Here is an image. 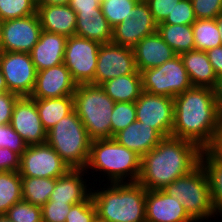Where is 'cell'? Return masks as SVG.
Here are the masks:
<instances>
[{
  "label": "cell",
  "mask_w": 222,
  "mask_h": 222,
  "mask_svg": "<svg viewBox=\"0 0 222 222\" xmlns=\"http://www.w3.org/2000/svg\"><path fill=\"white\" fill-rule=\"evenodd\" d=\"M174 99V124L171 136L208 149L222 125L213 89L192 86Z\"/></svg>",
  "instance_id": "6da1fadb"
},
{
  "label": "cell",
  "mask_w": 222,
  "mask_h": 222,
  "mask_svg": "<svg viewBox=\"0 0 222 222\" xmlns=\"http://www.w3.org/2000/svg\"><path fill=\"white\" fill-rule=\"evenodd\" d=\"M201 151L191 141L173 136L164 137L155 148L141 158L138 182L146 190L164 189L200 163Z\"/></svg>",
  "instance_id": "7a4b0ae2"
},
{
  "label": "cell",
  "mask_w": 222,
  "mask_h": 222,
  "mask_svg": "<svg viewBox=\"0 0 222 222\" xmlns=\"http://www.w3.org/2000/svg\"><path fill=\"white\" fill-rule=\"evenodd\" d=\"M103 189L91 191L97 217L109 222H146L147 190L139 182L110 183Z\"/></svg>",
  "instance_id": "3957f363"
},
{
  "label": "cell",
  "mask_w": 222,
  "mask_h": 222,
  "mask_svg": "<svg viewBox=\"0 0 222 222\" xmlns=\"http://www.w3.org/2000/svg\"><path fill=\"white\" fill-rule=\"evenodd\" d=\"M108 174L111 183L138 182L141 172V157L120 145L114 138L91 140L86 168ZM130 175V176H129ZM126 178V179H125ZM125 180V181H124Z\"/></svg>",
  "instance_id": "277c9868"
},
{
  "label": "cell",
  "mask_w": 222,
  "mask_h": 222,
  "mask_svg": "<svg viewBox=\"0 0 222 222\" xmlns=\"http://www.w3.org/2000/svg\"><path fill=\"white\" fill-rule=\"evenodd\" d=\"M74 109L91 140L111 138L114 101L100 85L79 84L73 94Z\"/></svg>",
  "instance_id": "5b68a950"
},
{
  "label": "cell",
  "mask_w": 222,
  "mask_h": 222,
  "mask_svg": "<svg viewBox=\"0 0 222 222\" xmlns=\"http://www.w3.org/2000/svg\"><path fill=\"white\" fill-rule=\"evenodd\" d=\"M47 143L70 169H85L91 139L75 109L47 132Z\"/></svg>",
  "instance_id": "8992f818"
},
{
  "label": "cell",
  "mask_w": 222,
  "mask_h": 222,
  "mask_svg": "<svg viewBox=\"0 0 222 222\" xmlns=\"http://www.w3.org/2000/svg\"><path fill=\"white\" fill-rule=\"evenodd\" d=\"M163 190L177 199L195 222L209 219L216 214L210 195L208 177L200 163L188 174L178 177Z\"/></svg>",
  "instance_id": "52a82bcc"
},
{
  "label": "cell",
  "mask_w": 222,
  "mask_h": 222,
  "mask_svg": "<svg viewBox=\"0 0 222 222\" xmlns=\"http://www.w3.org/2000/svg\"><path fill=\"white\" fill-rule=\"evenodd\" d=\"M141 77L142 90L150 94L174 98L192 87L180 55L161 66L143 70Z\"/></svg>",
  "instance_id": "ba28073f"
},
{
  "label": "cell",
  "mask_w": 222,
  "mask_h": 222,
  "mask_svg": "<svg viewBox=\"0 0 222 222\" xmlns=\"http://www.w3.org/2000/svg\"><path fill=\"white\" fill-rule=\"evenodd\" d=\"M100 43L79 36L67 38L64 65L79 84H94Z\"/></svg>",
  "instance_id": "9c48e42d"
},
{
  "label": "cell",
  "mask_w": 222,
  "mask_h": 222,
  "mask_svg": "<svg viewBox=\"0 0 222 222\" xmlns=\"http://www.w3.org/2000/svg\"><path fill=\"white\" fill-rule=\"evenodd\" d=\"M0 69L9 92L30 97L37 75L30 53L0 51Z\"/></svg>",
  "instance_id": "30bf717a"
},
{
  "label": "cell",
  "mask_w": 222,
  "mask_h": 222,
  "mask_svg": "<svg viewBox=\"0 0 222 222\" xmlns=\"http://www.w3.org/2000/svg\"><path fill=\"white\" fill-rule=\"evenodd\" d=\"M69 169L59 154L46 142L27 146L20 156L18 172L21 177L58 178Z\"/></svg>",
  "instance_id": "8fae6325"
},
{
  "label": "cell",
  "mask_w": 222,
  "mask_h": 222,
  "mask_svg": "<svg viewBox=\"0 0 222 222\" xmlns=\"http://www.w3.org/2000/svg\"><path fill=\"white\" fill-rule=\"evenodd\" d=\"M41 31L37 13L2 21L0 51L30 53L38 42Z\"/></svg>",
  "instance_id": "7c38bea8"
},
{
  "label": "cell",
  "mask_w": 222,
  "mask_h": 222,
  "mask_svg": "<svg viewBox=\"0 0 222 222\" xmlns=\"http://www.w3.org/2000/svg\"><path fill=\"white\" fill-rule=\"evenodd\" d=\"M136 120L156 129L163 137L171 136L174 124V99L142 91L135 102Z\"/></svg>",
  "instance_id": "4fadbf2b"
},
{
  "label": "cell",
  "mask_w": 222,
  "mask_h": 222,
  "mask_svg": "<svg viewBox=\"0 0 222 222\" xmlns=\"http://www.w3.org/2000/svg\"><path fill=\"white\" fill-rule=\"evenodd\" d=\"M136 70L133 48L113 42L100 45L95 85H101L118 76L133 74Z\"/></svg>",
  "instance_id": "5bb4252c"
},
{
  "label": "cell",
  "mask_w": 222,
  "mask_h": 222,
  "mask_svg": "<svg viewBox=\"0 0 222 222\" xmlns=\"http://www.w3.org/2000/svg\"><path fill=\"white\" fill-rule=\"evenodd\" d=\"M158 24L154 21L148 4L138 2L132 9L130 20H124L112 29V42L133 48L145 36L157 32Z\"/></svg>",
  "instance_id": "9a60e30c"
},
{
  "label": "cell",
  "mask_w": 222,
  "mask_h": 222,
  "mask_svg": "<svg viewBox=\"0 0 222 222\" xmlns=\"http://www.w3.org/2000/svg\"><path fill=\"white\" fill-rule=\"evenodd\" d=\"M10 125L28 146L47 142V131L43 127L35 101L20 97L14 105Z\"/></svg>",
  "instance_id": "2e32d148"
},
{
  "label": "cell",
  "mask_w": 222,
  "mask_h": 222,
  "mask_svg": "<svg viewBox=\"0 0 222 222\" xmlns=\"http://www.w3.org/2000/svg\"><path fill=\"white\" fill-rule=\"evenodd\" d=\"M77 83L64 63L37 71L32 99L60 98L73 95Z\"/></svg>",
  "instance_id": "e0dca14e"
},
{
  "label": "cell",
  "mask_w": 222,
  "mask_h": 222,
  "mask_svg": "<svg viewBox=\"0 0 222 222\" xmlns=\"http://www.w3.org/2000/svg\"><path fill=\"white\" fill-rule=\"evenodd\" d=\"M146 222H195L179 201L163 189L147 190Z\"/></svg>",
  "instance_id": "ac0fdd59"
},
{
  "label": "cell",
  "mask_w": 222,
  "mask_h": 222,
  "mask_svg": "<svg viewBox=\"0 0 222 222\" xmlns=\"http://www.w3.org/2000/svg\"><path fill=\"white\" fill-rule=\"evenodd\" d=\"M133 52L135 65L140 73L161 66L177 55L158 32L145 36L133 47Z\"/></svg>",
  "instance_id": "d6986e66"
},
{
  "label": "cell",
  "mask_w": 222,
  "mask_h": 222,
  "mask_svg": "<svg viewBox=\"0 0 222 222\" xmlns=\"http://www.w3.org/2000/svg\"><path fill=\"white\" fill-rule=\"evenodd\" d=\"M113 138L122 146L134 151L141 158L155 148L164 138L156 129L135 120Z\"/></svg>",
  "instance_id": "ffe728a7"
},
{
  "label": "cell",
  "mask_w": 222,
  "mask_h": 222,
  "mask_svg": "<svg viewBox=\"0 0 222 222\" xmlns=\"http://www.w3.org/2000/svg\"><path fill=\"white\" fill-rule=\"evenodd\" d=\"M67 37L41 31L39 40L30 52L37 71L57 66L64 62Z\"/></svg>",
  "instance_id": "44dd1931"
},
{
  "label": "cell",
  "mask_w": 222,
  "mask_h": 222,
  "mask_svg": "<svg viewBox=\"0 0 222 222\" xmlns=\"http://www.w3.org/2000/svg\"><path fill=\"white\" fill-rule=\"evenodd\" d=\"M42 30L65 37L75 35L77 14L69 5H37Z\"/></svg>",
  "instance_id": "7402d4cb"
},
{
  "label": "cell",
  "mask_w": 222,
  "mask_h": 222,
  "mask_svg": "<svg viewBox=\"0 0 222 222\" xmlns=\"http://www.w3.org/2000/svg\"><path fill=\"white\" fill-rule=\"evenodd\" d=\"M84 171L87 169H69L64 175L58 177L48 202H65L75 205L85 201L91 192L87 189L86 181L83 180V174L87 173Z\"/></svg>",
  "instance_id": "603a6c76"
},
{
  "label": "cell",
  "mask_w": 222,
  "mask_h": 222,
  "mask_svg": "<svg viewBox=\"0 0 222 222\" xmlns=\"http://www.w3.org/2000/svg\"><path fill=\"white\" fill-rule=\"evenodd\" d=\"M192 86L213 88L217 75L205 51L192 50L180 54Z\"/></svg>",
  "instance_id": "cb8c5ba5"
},
{
  "label": "cell",
  "mask_w": 222,
  "mask_h": 222,
  "mask_svg": "<svg viewBox=\"0 0 222 222\" xmlns=\"http://www.w3.org/2000/svg\"><path fill=\"white\" fill-rule=\"evenodd\" d=\"M114 102H136L142 90L141 73L118 76L100 85Z\"/></svg>",
  "instance_id": "d4e9b609"
},
{
  "label": "cell",
  "mask_w": 222,
  "mask_h": 222,
  "mask_svg": "<svg viewBox=\"0 0 222 222\" xmlns=\"http://www.w3.org/2000/svg\"><path fill=\"white\" fill-rule=\"evenodd\" d=\"M43 127L48 132L62 118L74 110L73 95L60 98L33 99Z\"/></svg>",
  "instance_id": "484cf974"
},
{
  "label": "cell",
  "mask_w": 222,
  "mask_h": 222,
  "mask_svg": "<svg viewBox=\"0 0 222 222\" xmlns=\"http://www.w3.org/2000/svg\"><path fill=\"white\" fill-rule=\"evenodd\" d=\"M112 29L102 13L77 15L76 36L104 44L112 42Z\"/></svg>",
  "instance_id": "4316f807"
},
{
  "label": "cell",
  "mask_w": 222,
  "mask_h": 222,
  "mask_svg": "<svg viewBox=\"0 0 222 222\" xmlns=\"http://www.w3.org/2000/svg\"><path fill=\"white\" fill-rule=\"evenodd\" d=\"M200 164L209 181L210 195L216 215H222V161L218 160L208 149L202 150Z\"/></svg>",
  "instance_id": "83f0119b"
},
{
  "label": "cell",
  "mask_w": 222,
  "mask_h": 222,
  "mask_svg": "<svg viewBox=\"0 0 222 222\" xmlns=\"http://www.w3.org/2000/svg\"><path fill=\"white\" fill-rule=\"evenodd\" d=\"M157 32L177 55L195 50L192 25L158 24Z\"/></svg>",
  "instance_id": "f1b7e54d"
},
{
  "label": "cell",
  "mask_w": 222,
  "mask_h": 222,
  "mask_svg": "<svg viewBox=\"0 0 222 222\" xmlns=\"http://www.w3.org/2000/svg\"><path fill=\"white\" fill-rule=\"evenodd\" d=\"M57 178L21 177L22 199L42 207L54 191Z\"/></svg>",
  "instance_id": "f546056e"
},
{
  "label": "cell",
  "mask_w": 222,
  "mask_h": 222,
  "mask_svg": "<svg viewBox=\"0 0 222 222\" xmlns=\"http://www.w3.org/2000/svg\"><path fill=\"white\" fill-rule=\"evenodd\" d=\"M22 200L21 175L19 172H0V215Z\"/></svg>",
  "instance_id": "4dcf8cb0"
},
{
  "label": "cell",
  "mask_w": 222,
  "mask_h": 222,
  "mask_svg": "<svg viewBox=\"0 0 222 222\" xmlns=\"http://www.w3.org/2000/svg\"><path fill=\"white\" fill-rule=\"evenodd\" d=\"M195 50L207 51L221 46L220 31L215 19H196L192 24Z\"/></svg>",
  "instance_id": "1f68e13d"
},
{
  "label": "cell",
  "mask_w": 222,
  "mask_h": 222,
  "mask_svg": "<svg viewBox=\"0 0 222 222\" xmlns=\"http://www.w3.org/2000/svg\"><path fill=\"white\" fill-rule=\"evenodd\" d=\"M137 3V0H101L102 14L114 28L124 20L131 19L132 9Z\"/></svg>",
  "instance_id": "d6a6232c"
},
{
  "label": "cell",
  "mask_w": 222,
  "mask_h": 222,
  "mask_svg": "<svg viewBox=\"0 0 222 222\" xmlns=\"http://www.w3.org/2000/svg\"><path fill=\"white\" fill-rule=\"evenodd\" d=\"M37 7V0H0V19L27 17L36 14Z\"/></svg>",
  "instance_id": "836d02e7"
},
{
  "label": "cell",
  "mask_w": 222,
  "mask_h": 222,
  "mask_svg": "<svg viewBox=\"0 0 222 222\" xmlns=\"http://www.w3.org/2000/svg\"><path fill=\"white\" fill-rule=\"evenodd\" d=\"M136 120L135 102H115L111 114V138Z\"/></svg>",
  "instance_id": "e575fe53"
},
{
  "label": "cell",
  "mask_w": 222,
  "mask_h": 222,
  "mask_svg": "<svg viewBox=\"0 0 222 222\" xmlns=\"http://www.w3.org/2000/svg\"><path fill=\"white\" fill-rule=\"evenodd\" d=\"M5 215L12 222H43L41 207L23 199L16 202Z\"/></svg>",
  "instance_id": "d590c367"
},
{
  "label": "cell",
  "mask_w": 222,
  "mask_h": 222,
  "mask_svg": "<svg viewBox=\"0 0 222 222\" xmlns=\"http://www.w3.org/2000/svg\"><path fill=\"white\" fill-rule=\"evenodd\" d=\"M196 21L191 0H180L172 13L168 15L164 22L159 24H181L192 25Z\"/></svg>",
  "instance_id": "8d00e7d4"
},
{
  "label": "cell",
  "mask_w": 222,
  "mask_h": 222,
  "mask_svg": "<svg viewBox=\"0 0 222 222\" xmlns=\"http://www.w3.org/2000/svg\"><path fill=\"white\" fill-rule=\"evenodd\" d=\"M27 144L24 139L9 124L0 125V148H8L21 156Z\"/></svg>",
  "instance_id": "74e56055"
},
{
  "label": "cell",
  "mask_w": 222,
  "mask_h": 222,
  "mask_svg": "<svg viewBox=\"0 0 222 222\" xmlns=\"http://www.w3.org/2000/svg\"><path fill=\"white\" fill-rule=\"evenodd\" d=\"M97 210L91 195L83 202L72 205L65 222H94Z\"/></svg>",
  "instance_id": "f35d334b"
},
{
  "label": "cell",
  "mask_w": 222,
  "mask_h": 222,
  "mask_svg": "<svg viewBox=\"0 0 222 222\" xmlns=\"http://www.w3.org/2000/svg\"><path fill=\"white\" fill-rule=\"evenodd\" d=\"M73 204L47 202L41 207L43 222H65Z\"/></svg>",
  "instance_id": "ab89813d"
},
{
  "label": "cell",
  "mask_w": 222,
  "mask_h": 222,
  "mask_svg": "<svg viewBox=\"0 0 222 222\" xmlns=\"http://www.w3.org/2000/svg\"><path fill=\"white\" fill-rule=\"evenodd\" d=\"M196 19H215L222 13V0H191Z\"/></svg>",
  "instance_id": "60d3db41"
},
{
  "label": "cell",
  "mask_w": 222,
  "mask_h": 222,
  "mask_svg": "<svg viewBox=\"0 0 222 222\" xmlns=\"http://www.w3.org/2000/svg\"><path fill=\"white\" fill-rule=\"evenodd\" d=\"M179 1L180 0H145L157 24L165 21Z\"/></svg>",
  "instance_id": "b9f144b4"
},
{
  "label": "cell",
  "mask_w": 222,
  "mask_h": 222,
  "mask_svg": "<svg viewBox=\"0 0 222 222\" xmlns=\"http://www.w3.org/2000/svg\"><path fill=\"white\" fill-rule=\"evenodd\" d=\"M19 98V95L9 91L0 94V125L11 122L13 108Z\"/></svg>",
  "instance_id": "7bdbcfd3"
},
{
  "label": "cell",
  "mask_w": 222,
  "mask_h": 222,
  "mask_svg": "<svg viewBox=\"0 0 222 222\" xmlns=\"http://www.w3.org/2000/svg\"><path fill=\"white\" fill-rule=\"evenodd\" d=\"M68 5L77 15L102 13L101 0H70Z\"/></svg>",
  "instance_id": "ee69618b"
},
{
  "label": "cell",
  "mask_w": 222,
  "mask_h": 222,
  "mask_svg": "<svg viewBox=\"0 0 222 222\" xmlns=\"http://www.w3.org/2000/svg\"><path fill=\"white\" fill-rule=\"evenodd\" d=\"M20 156L8 148H0V172H18Z\"/></svg>",
  "instance_id": "f6af8a7d"
},
{
  "label": "cell",
  "mask_w": 222,
  "mask_h": 222,
  "mask_svg": "<svg viewBox=\"0 0 222 222\" xmlns=\"http://www.w3.org/2000/svg\"><path fill=\"white\" fill-rule=\"evenodd\" d=\"M206 54L217 77L222 76V45L207 50Z\"/></svg>",
  "instance_id": "bcb514c9"
},
{
  "label": "cell",
  "mask_w": 222,
  "mask_h": 222,
  "mask_svg": "<svg viewBox=\"0 0 222 222\" xmlns=\"http://www.w3.org/2000/svg\"><path fill=\"white\" fill-rule=\"evenodd\" d=\"M208 150L220 161H222V125L215 135L214 141Z\"/></svg>",
  "instance_id": "7dc6e473"
},
{
  "label": "cell",
  "mask_w": 222,
  "mask_h": 222,
  "mask_svg": "<svg viewBox=\"0 0 222 222\" xmlns=\"http://www.w3.org/2000/svg\"><path fill=\"white\" fill-rule=\"evenodd\" d=\"M212 89L214 93L216 107L222 119V76L217 77L215 86Z\"/></svg>",
  "instance_id": "c3c4849f"
},
{
  "label": "cell",
  "mask_w": 222,
  "mask_h": 222,
  "mask_svg": "<svg viewBox=\"0 0 222 222\" xmlns=\"http://www.w3.org/2000/svg\"><path fill=\"white\" fill-rule=\"evenodd\" d=\"M70 0H37V5H68Z\"/></svg>",
  "instance_id": "681fc988"
},
{
  "label": "cell",
  "mask_w": 222,
  "mask_h": 222,
  "mask_svg": "<svg viewBox=\"0 0 222 222\" xmlns=\"http://www.w3.org/2000/svg\"><path fill=\"white\" fill-rule=\"evenodd\" d=\"M5 92H8V87H7L5 78L2 74V71L0 69V94H3Z\"/></svg>",
  "instance_id": "f907efd6"
},
{
  "label": "cell",
  "mask_w": 222,
  "mask_h": 222,
  "mask_svg": "<svg viewBox=\"0 0 222 222\" xmlns=\"http://www.w3.org/2000/svg\"><path fill=\"white\" fill-rule=\"evenodd\" d=\"M216 23H217V27L218 30L220 31V38H221V45H222V13L219 14L216 18Z\"/></svg>",
  "instance_id": "816d5d0a"
},
{
  "label": "cell",
  "mask_w": 222,
  "mask_h": 222,
  "mask_svg": "<svg viewBox=\"0 0 222 222\" xmlns=\"http://www.w3.org/2000/svg\"><path fill=\"white\" fill-rule=\"evenodd\" d=\"M0 222H12L10 221L6 215H0Z\"/></svg>",
  "instance_id": "f5cc1de1"
},
{
  "label": "cell",
  "mask_w": 222,
  "mask_h": 222,
  "mask_svg": "<svg viewBox=\"0 0 222 222\" xmlns=\"http://www.w3.org/2000/svg\"><path fill=\"white\" fill-rule=\"evenodd\" d=\"M94 222H109V221H106V220H103L99 217H96V219L94 220Z\"/></svg>",
  "instance_id": "db71d44e"
},
{
  "label": "cell",
  "mask_w": 222,
  "mask_h": 222,
  "mask_svg": "<svg viewBox=\"0 0 222 222\" xmlns=\"http://www.w3.org/2000/svg\"><path fill=\"white\" fill-rule=\"evenodd\" d=\"M1 24H2V20L0 19V36H1Z\"/></svg>",
  "instance_id": "11a10c76"
}]
</instances>
